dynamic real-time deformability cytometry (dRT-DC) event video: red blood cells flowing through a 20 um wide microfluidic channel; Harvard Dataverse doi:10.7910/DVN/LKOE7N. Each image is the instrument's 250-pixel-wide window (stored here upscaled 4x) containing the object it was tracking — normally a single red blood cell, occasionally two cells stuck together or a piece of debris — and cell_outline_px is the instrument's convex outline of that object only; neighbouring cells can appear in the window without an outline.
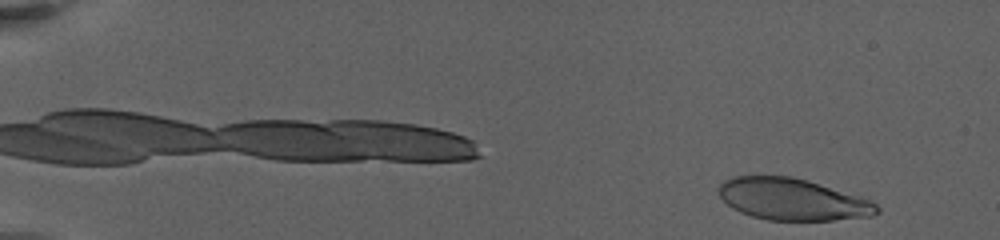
{"species": "human", "species_latin": "Homo sapiens", "temperature_condition": "warm", "stored_images_in_passage": 11, "camera_frame_rate_fps": 3000, "um_per_image_px": 0.085, "donor": {"sex": "female"}, "frame": {"image": 1, "passage_image": 1, "time_ms": 0.0, "image_size_px": [1000, 240], "cell_outline_px": [[880, 212], [872, 216], [832, 220], [768, 220], [752, 216], [740, 212], [732, 208], [720, 196], [720, 184], [724, 180], [732, 176], [792, 176], [872, 200], [880, 208]], "centroid_in_image_um": [67.37, 16.95], "position_along_channel_um": 17.6, "area_um2": 38.21}}
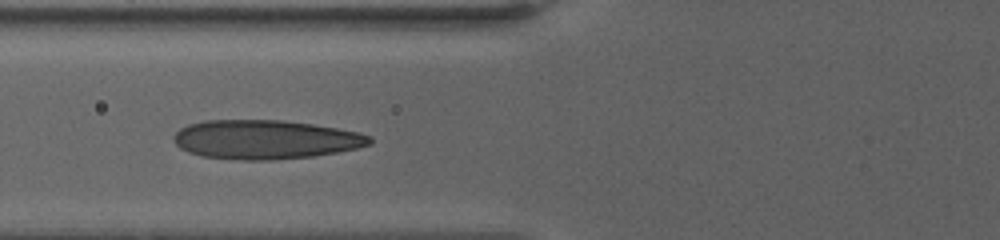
{"frame": {"image": 2, "passage_image": 10, "time_ms": 7.667, "image_size_px": [1000, 240], "cell_outline_px": [[372, 144], [356, 148], [336, 152], [312, 156], [276, 160], [236, 160], [200, 156], [188, 152], [180, 148], [172, 140], [172, 136], [180, 128], [188, 124], [204, 120], [284, 120], [312, 124], [360, 132], [372, 136]], "centroid_in_image_um": [22.52, 11.86], "position_along_channel_um": 103.3, "area_um2": 44.97}}
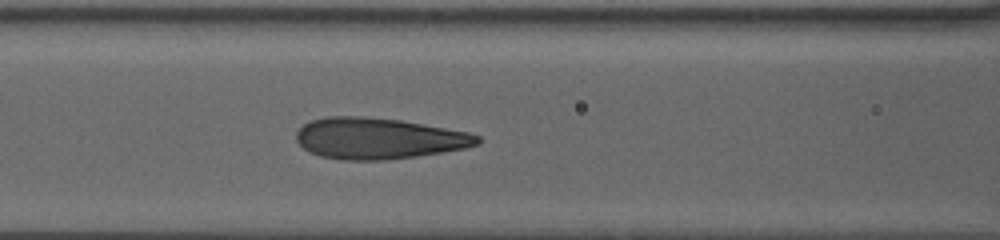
{"frame": {"image": 3, "passage_image": 11, "time_ms": 8.667, "image_size_px": [1000, 240], "cell_outline_px": [[480, 144], [464, 148], [416, 156], [384, 160], [340, 160], [320, 156], [308, 152], [296, 140], [296, 132], [304, 124], [312, 120], [324, 116], [364, 116], [400, 120], [468, 132], [480, 136]], "centroid_in_image_um": [32.14, 11.76], "position_along_channel_um": 134.5, "area_um2": 43.41}}